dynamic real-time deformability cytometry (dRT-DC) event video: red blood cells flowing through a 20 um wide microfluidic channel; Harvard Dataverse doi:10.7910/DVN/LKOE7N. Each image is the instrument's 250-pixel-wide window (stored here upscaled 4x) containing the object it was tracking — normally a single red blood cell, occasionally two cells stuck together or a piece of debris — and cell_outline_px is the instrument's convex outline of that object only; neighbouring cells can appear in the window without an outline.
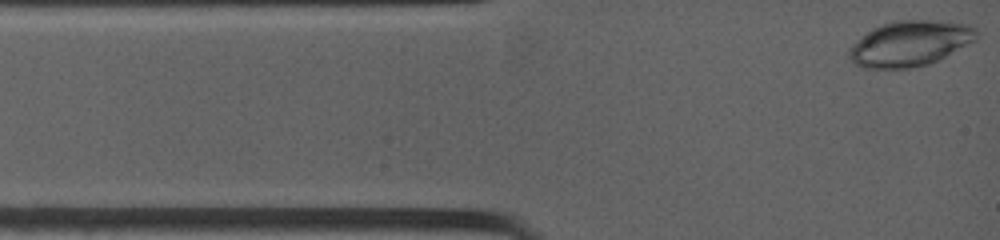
{"species": "common noctule bat (a hibernating species)", "species_latin": "Nyctalus noctula", "temperature_condition": "warm", "stored_images_in_passage": 7, "camera_frame_rate_fps": 4500, "um_per_image_px": 0.085, "animal": {"sex": "female", "body_mass_g": 19.0, "forearm_length_mm": 53.3}, "frame": {"image": 1, "passage_image": 1, "time_ms": 0.0, "image_size_px": [1000, 240], "cell_outline_px": [[980, 32], [976, 40], [928, 64], [912, 68], [864, 68], [852, 64], [848, 56], [848, 48], [852, 44], [872, 28], [880, 24], [892, 20], [932, 20], [968, 24], [976, 28]], "centroid_in_image_um": [77.31, 3.68], "position_along_channel_um": 7.7, "area_um2": 33.93}}
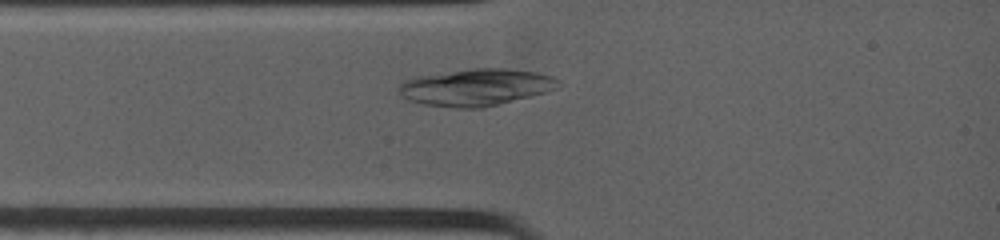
{"frame": {"image": 2, "passage_image": 4, "time_ms": 2.0, "image_size_px": [1000, 240], "cell_outline_px": [[560, 80], [556, 88], [544, 92], [480, 108], [456, 108], [424, 104], [408, 100], [396, 92], [396, 88], [404, 80], [416, 76], [472, 68], [504, 68], [536, 72], [552, 76]], "centroid_in_image_um": [40.38, 7.4], "position_along_channel_um": 44.6, "area_um2": 34.1}}
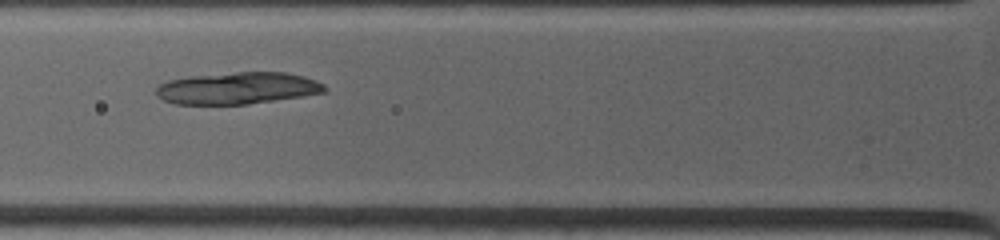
{"frame": {"image": 3, "passage_image": 6, "time_ms": 3.556, "image_size_px": [1000, 240], "cell_outline_px": [[328, 88], [324, 92], [304, 96], [248, 104], [176, 104], [164, 100], [156, 96], [156, 88], [160, 84], [168, 80], [188, 76], [236, 72], [284, 72], [304, 76], [316, 80], [324, 84]], "centroid_in_image_um": [20.2, 7.49], "position_along_channel_um": 105.6, "area_um2": 31.44}}